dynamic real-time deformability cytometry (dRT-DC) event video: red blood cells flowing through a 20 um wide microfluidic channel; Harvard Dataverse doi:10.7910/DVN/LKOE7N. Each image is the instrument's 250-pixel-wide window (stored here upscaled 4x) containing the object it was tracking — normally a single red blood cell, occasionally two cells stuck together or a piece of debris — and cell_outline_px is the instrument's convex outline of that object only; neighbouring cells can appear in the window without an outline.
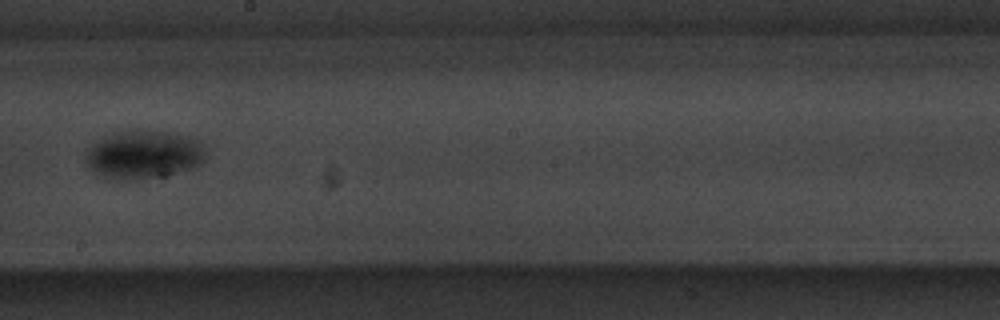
{"species": "common noctule bat (a hibernating species)", "species_latin": "Nyctalus noctula", "temperature_condition": "warm", "stored_images_in_passage": 18, "segment_of_instrument_passage": [1, 2], "camera_frame_rate_fps": 3000, "um_per_image_px": 0.085, "animal": {"sex": "male", "body_mass_g": 20.1, "forearm_length_mm": 53.5}, "frame": {"image": 1, "passage_image": 10, "time_ms": 11.333, "image_size_px": [1000, 320], "cell_outline_px": [[204, 156], [200, 164], [168, 176], [140, 180], [116, 180], [100, 176], [88, 168], [84, 160], [84, 156], [88, 148], [120, 132], [156, 132], [184, 136], [196, 140], [200, 144]], "centroid_in_image_um": [12.15, 13.23], "position_along_channel_um": 236.0, "area_um2": 32.77}}
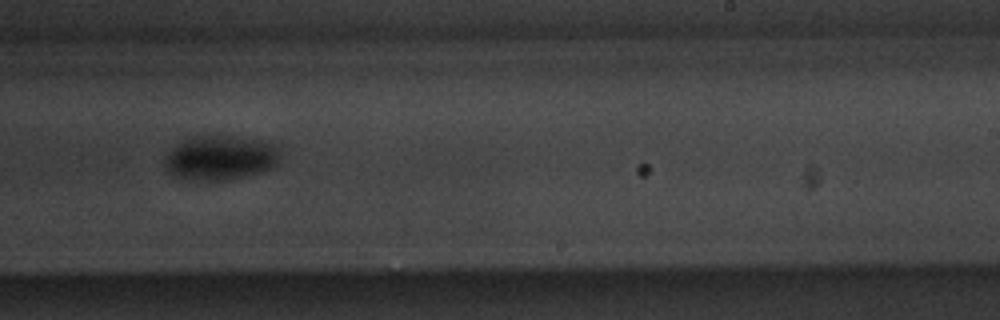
{"frame": {"image": 2, "passage_image": 11, "time_ms": 12.333, "image_size_px": [1000, 320], "cell_outline_px": [[276, 164], [272, 168], [264, 172], [228, 180], [200, 180], [176, 176], [164, 164], [164, 160], [168, 152], [172, 148], [188, 136], [216, 132], [260, 140], [272, 144], [276, 148]], "centroid_in_image_um": [18.7, 13.35], "position_along_channel_um": 270.3, "area_um2": 30.29}}
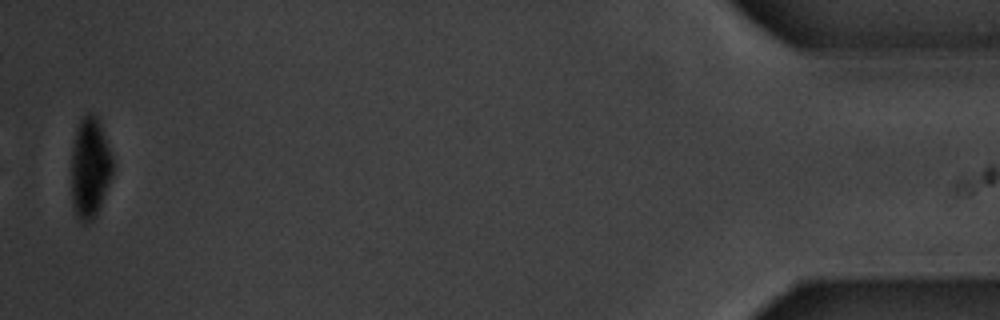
{"frame": {"image": 3, "passage_image": 17, "time_ms": 19.333, "image_size_px": [1000, 320], "cell_outline_px": [[112, 176], [96, 216], [92, 220], [84, 224], [76, 216], [72, 200], [72, 144], [76, 128], [80, 120], [88, 112], [96, 112], [100, 120], [112, 156]], "centroid_in_image_um": [7.65, 14.21], "position_along_channel_um": 427.6, "area_um2": 24.51}}